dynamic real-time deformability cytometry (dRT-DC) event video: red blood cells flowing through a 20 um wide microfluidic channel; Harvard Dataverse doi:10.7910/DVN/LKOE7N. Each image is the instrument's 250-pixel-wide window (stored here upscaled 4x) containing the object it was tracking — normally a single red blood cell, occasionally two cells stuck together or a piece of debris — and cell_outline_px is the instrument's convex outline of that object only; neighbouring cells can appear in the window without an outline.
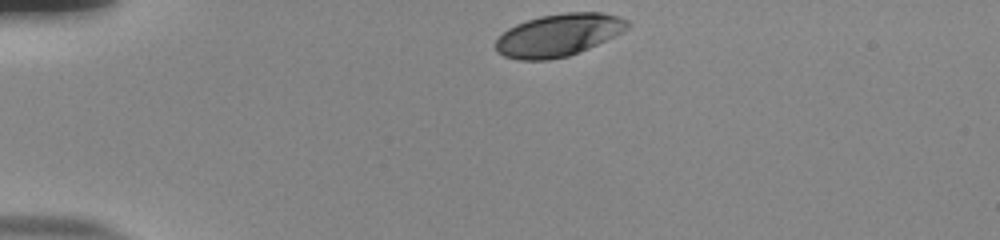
{"species": "human", "species_latin": "Homo sapiens", "temperature_condition": "room temperature", "stored_images_in_passage": 35, "camera_frame_rate_fps": 3000, "um_per_image_px": 0.085, "donor": {"sex": "male"}, "frame": {"image": 1, "passage_image": 1, "time_ms": 0.0, "image_size_px": [1000, 240], "cell_outline_px": [[632, 24], [628, 28], [588, 48], [568, 56], [548, 60], [516, 60], [504, 56], [496, 52], [496, 40], [508, 28], [516, 24], [540, 16], [568, 12], [600, 12], [616, 16], [628, 20]], "centroid_in_image_um": [47.44, 2.98], "position_along_channel_um": 37.6, "area_um2": 32.31}}
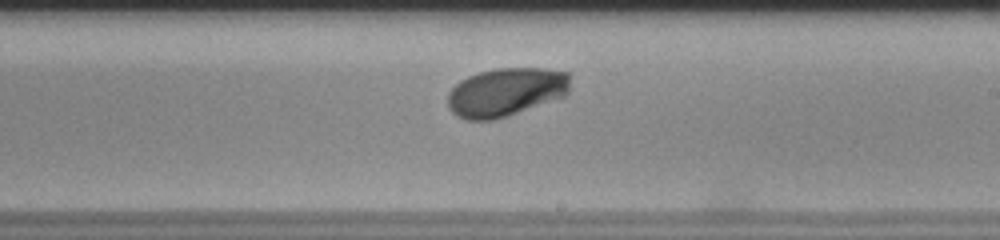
{"frame": {"image": 2, "passage_image": 22, "time_ms": 7.0, "image_size_px": [1000, 240], "cell_outline_px": [[568, 92], [564, 96], [508, 116], [492, 120], [464, 120], [456, 116], [448, 108], [448, 92], [460, 80], [468, 76], [480, 72], [496, 68], [544, 68], [568, 72]], "centroid_in_image_um": [42.96, 7.83], "position_along_channel_um": 246.0, "area_um2": 34.62}}
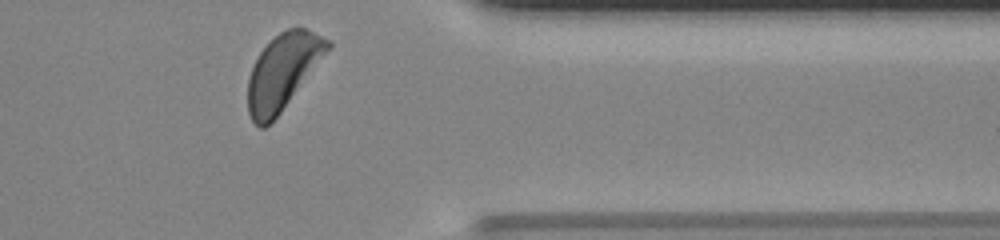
{"frame": {"image": 3, "passage_image": 34, "time_ms": 11.0, "image_size_px": [1000, 240], "cell_outline_px": [[332, 44], [280, 112], [264, 128], [260, 128], [252, 120], [248, 112], [248, 80], [252, 68], [260, 52], [280, 32], [288, 28], [304, 28], [332, 40]], "centroid_in_image_um": [24.02, 6.08], "position_along_channel_um": 387.4, "area_um2": 33.87}, "authors_computed_cell_mechanics": {"area_um2": 33.8708, "velocity_mm_per_s": 3.745, "shape_relaxation_time_tau1_ms": 2.4599, "shape_relaxation_time_tau2_ms": null, "deformation_change_tau1": 0.1572, "deformation_change_tau2": null}}